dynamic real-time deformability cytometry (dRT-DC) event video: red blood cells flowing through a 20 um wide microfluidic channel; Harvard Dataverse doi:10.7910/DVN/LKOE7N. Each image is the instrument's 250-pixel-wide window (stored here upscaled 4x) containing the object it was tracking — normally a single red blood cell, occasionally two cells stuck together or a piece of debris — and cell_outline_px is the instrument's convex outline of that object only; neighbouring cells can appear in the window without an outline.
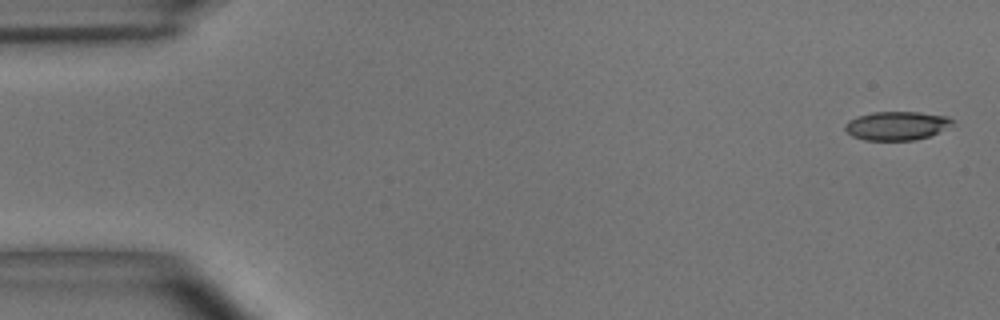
{"species": "common noctule bat (a hibernating species)", "species_latin": "Nyctalus noctula", "temperature_condition": "room temperature", "stored_images_in_passage": 5, "camera_frame_rate_fps": 3000, "um_per_image_px": 0.085, "animal": {"sex": "male", "body_mass_g": 15.6}, "frame": {"image": 1, "passage_image": 1, "time_ms": 0.0, "image_size_px": [1000, 320], "cell_outline_px": [[956, 120], [952, 124], [928, 136], [916, 140], [864, 140], [852, 136], [844, 128], [844, 124], [848, 120], [872, 112], [920, 112], [948, 116]], "centroid_in_image_um": [76.21, 10.68], "position_along_channel_um": 8.8, "area_um2": 17.86}}
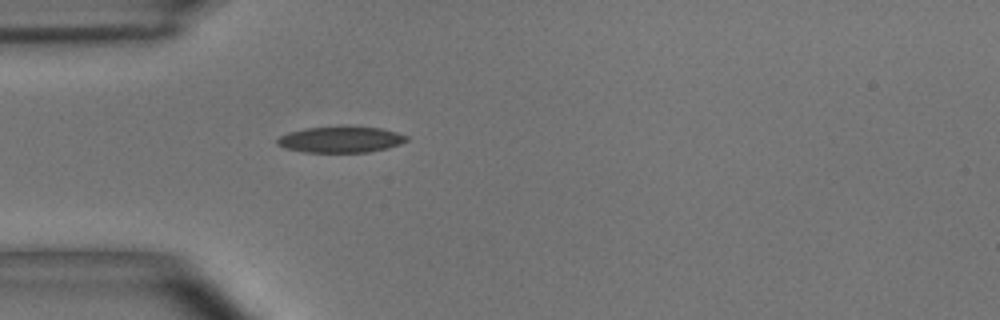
{"frame": {"image": 2, "passage_image": 5, "time_ms": 1.333, "image_size_px": [1000, 320], "cell_outline_px": [[408, 140], [400, 144], [388, 148], [368, 152], [304, 152], [284, 148], [276, 144], [276, 140], [280, 136], [288, 132], [304, 128], [380, 128], [396, 132], [408, 136]], "centroid_in_image_um": [28.93, 11.89], "position_along_channel_um": 56.1, "area_um2": 19.25}}